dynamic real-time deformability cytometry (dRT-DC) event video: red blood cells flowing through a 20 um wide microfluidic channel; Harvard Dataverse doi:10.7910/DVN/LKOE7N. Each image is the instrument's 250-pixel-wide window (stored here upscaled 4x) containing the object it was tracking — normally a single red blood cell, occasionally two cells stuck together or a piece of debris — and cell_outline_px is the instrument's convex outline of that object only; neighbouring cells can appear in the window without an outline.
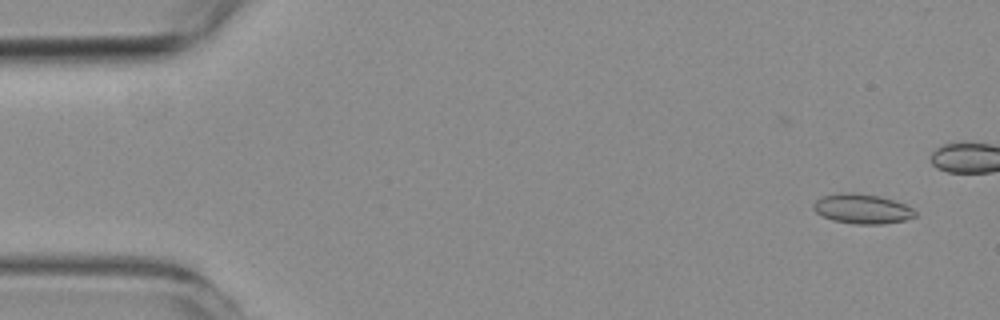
{"species": "common noctule bat (a hibernating species)", "species_latin": "Nyctalus noctula", "temperature_condition": "room temperature", "stored_images_in_passage": 8, "camera_frame_rate_fps": 3000, "um_per_image_px": 0.085, "animal": {"sex": "female", "body_mass_g": 19.3, "forearm_length_mm": 54.1}, "frame": {"image": 1, "passage_image": 1, "time_ms": 0.0, "image_size_px": [1000, 320], "cell_outline_px": [[916, 216], [904, 220], [884, 224], [852, 224], [832, 220], [816, 212], [812, 208], [812, 204], [820, 196], [852, 192], [880, 196], [904, 204], [912, 208], [916, 212]], "centroid_in_image_um": [73.26, 17.76], "position_along_channel_um": 11.7, "area_um2": 17.57}}